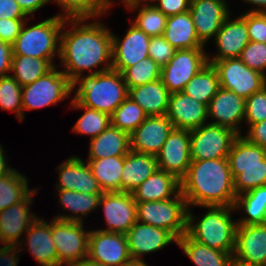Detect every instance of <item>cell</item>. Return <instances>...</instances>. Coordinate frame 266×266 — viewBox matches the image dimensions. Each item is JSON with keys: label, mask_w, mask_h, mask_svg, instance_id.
Returning <instances> with one entry per match:
<instances>
[{"label": "cell", "mask_w": 266, "mask_h": 266, "mask_svg": "<svg viewBox=\"0 0 266 266\" xmlns=\"http://www.w3.org/2000/svg\"><path fill=\"white\" fill-rule=\"evenodd\" d=\"M88 20L93 21L65 19L61 30L59 59L64 68L62 72L72 82L86 70L96 74L112 69V31L96 18L91 23H87ZM68 27L71 30L65 29ZM102 64V68L94 69Z\"/></svg>", "instance_id": "1"}, {"label": "cell", "mask_w": 266, "mask_h": 266, "mask_svg": "<svg viewBox=\"0 0 266 266\" xmlns=\"http://www.w3.org/2000/svg\"><path fill=\"white\" fill-rule=\"evenodd\" d=\"M188 208L234 206V179L227 158L192 160L180 180Z\"/></svg>", "instance_id": "2"}, {"label": "cell", "mask_w": 266, "mask_h": 266, "mask_svg": "<svg viewBox=\"0 0 266 266\" xmlns=\"http://www.w3.org/2000/svg\"><path fill=\"white\" fill-rule=\"evenodd\" d=\"M75 90L74 101L81 105L111 115L128 97V89L122 74L108 70L96 74L79 76L72 82Z\"/></svg>", "instance_id": "3"}, {"label": "cell", "mask_w": 266, "mask_h": 266, "mask_svg": "<svg viewBox=\"0 0 266 266\" xmlns=\"http://www.w3.org/2000/svg\"><path fill=\"white\" fill-rule=\"evenodd\" d=\"M201 219L194 218L188 208L187 233L197 242L209 248L233 254L235 247L237 219H232L234 206H208ZM196 221V223H194ZM199 220V221H198Z\"/></svg>", "instance_id": "4"}, {"label": "cell", "mask_w": 266, "mask_h": 266, "mask_svg": "<svg viewBox=\"0 0 266 266\" xmlns=\"http://www.w3.org/2000/svg\"><path fill=\"white\" fill-rule=\"evenodd\" d=\"M27 21L12 44L13 55L45 59L57 66L53 60L57 55L60 57V34L65 18L55 15L30 27Z\"/></svg>", "instance_id": "5"}, {"label": "cell", "mask_w": 266, "mask_h": 266, "mask_svg": "<svg viewBox=\"0 0 266 266\" xmlns=\"http://www.w3.org/2000/svg\"><path fill=\"white\" fill-rule=\"evenodd\" d=\"M137 221L163 228L177 240L187 233L188 206L181 191L162 201L136 202Z\"/></svg>", "instance_id": "6"}, {"label": "cell", "mask_w": 266, "mask_h": 266, "mask_svg": "<svg viewBox=\"0 0 266 266\" xmlns=\"http://www.w3.org/2000/svg\"><path fill=\"white\" fill-rule=\"evenodd\" d=\"M72 91V81L68 75L54 66L32 84L22 87V122L25 110L56 105L69 97Z\"/></svg>", "instance_id": "7"}, {"label": "cell", "mask_w": 266, "mask_h": 266, "mask_svg": "<svg viewBox=\"0 0 266 266\" xmlns=\"http://www.w3.org/2000/svg\"><path fill=\"white\" fill-rule=\"evenodd\" d=\"M84 222L52 219V238L56 246L57 266H73L88 256L90 230Z\"/></svg>", "instance_id": "8"}, {"label": "cell", "mask_w": 266, "mask_h": 266, "mask_svg": "<svg viewBox=\"0 0 266 266\" xmlns=\"http://www.w3.org/2000/svg\"><path fill=\"white\" fill-rule=\"evenodd\" d=\"M38 188L34 189L23 201L0 212V266H3L6 257L21 243L22 234L27 232L32 222L37 218L31 213L30 205Z\"/></svg>", "instance_id": "9"}, {"label": "cell", "mask_w": 266, "mask_h": 266, "mask_svg": "<svg viewBox=\"0 0 266 266\" xmlns=\"http://www.w3.org/2000/svg\"><path fill=\"white\" fill-rule=\"evenodd\" d=\"M208 63L215 67L220 87L233 91L244 99L266 86V76L252 70L239 58L208 60Z\"/></svg>", "instance_id": "10"}, {"label": "cell", "mask_w": 266, "mask_h": 266, "mask_svg": "<svg viewBox=\"0 0 266 266\" xmlns=\"http://www.w3.org/2000/svg\"><path fill=\"white\" fill-rule=\"evenodd\" d=\"M238 136L231 129L210 123L191 130V160L227 158L232 144Z\"/></svg>", "instance_id": "11"}, {"label": "cell", "mask_w": 266, "mask_h": 266, "mask_svg": "<svg viewBox=\"0 0 266 266\" xmlns=\"http://www.w3.org/2000/svg\"><path fill=\"white\" fill-rule=\"evenodd\" d=\"M25 237L26 242L25 239L21 240V243L6 257L3 266H18L19 253L25 249L22 248L23 243H26L38 265L57 266L56 246L52 238V220L48 223L37 217L28 228Z\"/></svg>", "instance_id": "12"}, {"label": "cell", "mask_w": 266, "mask_h": 266, "mask_svg": "<svg viewBox=\"0 0 266 266\" xmlns=\"http://www.w3.org/2000/svg\"><path fill=\"white\" fill-rule=\"evenodd\" d=\"M205 48L176 50L169 62L161 68L160 79L172 94L183 91L186 84L208 64Z\"/></svg>", "instance_id": "13"}, {"label": "cell", "mask_w": 266, "mask_h": 266, "mask_svg": "<svg viewBox=\"0 0 266 266\" xmlns=\"http://www.w3.org/2000/svg\"><path fill=\"white\" fill-rule=\"evenodd\" d=\"M87 258L107 266H121L132 260L125 234L99 229L90 231Z\"/></svg>", "instance_id": "14"}, {"label": "cell", "mask_w": 266, "mask_h": 266, "mask_svg": "<svg viewBox=\"0 0 266 266\" xmlns=\"http://www.w3.org/2000/svg\"><path fill=\"white\" fill-rule=\"evenodd\" d=\"M158 169L172 173L181 180L192 162L190 153V131L175 129L168 134L167 139L156 155Z\"/></svg>", "instance_id": "15"}, {"label": "cell", "mask_w": 266, "mask_h": 266, "mask_svg": "<svg viewBox=\"0 0 266 266\" xmlns=\"http://www.w3.org/2000/svg\"><path fill=\"white\" fill-rule=\"evenodd\" d=\"M103 207L107 228L99 229L126 234L137 222L136 201L132 193L104 192L99 200Z\"/></svg>", "instance_id": "16"}, {"label": "cell", "mask_w": 266, "mask_h": 266, "mask_svg": "<svg viewBox=\"0 0 266 266\" xmlns=\"http://www.w3.org/2000/svg\"><path fill=\"white\" fill-rule=\"evenodd\" d=\"M189 12L199 41L205 46L215 39L225 20L231 16L226 0H191Z\"/></svg>", "instance_id": "17"}, {"label": "cell", "mask_w": 266, "mask_h": 266, "mask_svg": "<svg viewBox=\"0 0 266 266\" xmlns=\"http://www.w3.org/2000/svg\"><path fill=\"white\" fill-rule=\"evenodd\" d=\"M233 262L266 266V224L238 225Z\"/></svg>", "instance_id": "18"}, {"label": "cell", "mask_w": 266, "mask_h": 266, "mask_svg": "<svg viewBox=\"0 0 266 266\" xmlns=\"http://www.w3.org/2000/svg\"><path fill=\"white\" fill-rule=\"evenodd\" d=\"M150 39L133 23L123 38L112 33V69L121 73L125 68L149 57Z\"/></svg>", "instance_id": "19"}, {"label": "cell", "mask_w": 266, "mask_h": 266, "mask_svg": "<svg viewBox=\"0 0 266 266\" xmlns=\"http://www.w3.org/2000/svg\"><path fill=\"white\" fill-rule=\"evenodd\" d=\"M208 117L215 120L209 121L210 124L225 127L238 135H243L240 125L245 118V99L233 91L220 87L208 105Z\"/></svg>", "instance_id": "20"}, {"label": "cell", "mask_w": 266, "mask_h": 266, "mask_svg": "<svg viewBox=\"0 0 266 266\" xmlns=\"http://www.w3.org/2000/svg\"><path fill=\"white\" fill-rule=\"evenodd\" d=\"M173 125L166 115L147 116L130 134L131 151L156 156Z\"/></svg>", "instance_id": "21"}, {"label": "cell", "mask_w": 266, "mask_h": 266, "mask_svg": "<svg viewBox=\"0 0 266 266\" xmlns=\"http://www.w3.org/2000/svg\"><path fill=\"white\" fill-rule=\"evenodd\" d=\"M166 116L173 128L188 131L207 124L206 120H209L208 106L182 91L170 95Z\"/></svg>", "instance_id": "22"}, {"label": "cell", "mask_w": 266, "mask_h": 266, "mask_svg": "<svg viewBox=\"0 0 266 266\" xmlns=\"http://www.w3.org/2000/svg\"><path fill=\"white\" fill-rule=\"evenodd\" d=\"M132 260L144 261V254L153 253L177 239L167 230L136 222L125 234Z\"/></svg>", "instance_id": "23"}, {"label": "cell", "mask_w": 266, "mask_h": 266, "mask_svg": "<svg viewBox=\"0 0 266 266\" xmlns=\"http://www.w3.org/2000/svg\"><path fill=\"white\" fill-rule=\"evenodd\" d=\"M58 182L55 189L73 190L86 194L104 193L92 171L80 157H69L57 167Z\"/></svg>", "instance_id": "24"}, {"label": "cell", "mask_w": 266, "mask_h": 266, "mask_svg": "<svg viewBox=\"0 0 266 266\" xmlns=\"http://www.w3.org/2000/svg\"><path fill=\"white\" fill-rule=\"evenodd\" d=\"M217 48L216 55H208V60H223L239 58L245 46L250 42L246 21L238 16L231 19L229 16L222 24L214 39Z\"/></svg>", "instance_id": "25"}, {"label": "cell", "mask_w": 266, "mask_h": 266, "mask_svg": "<svg viewBox=\"0 0 266 266\" xmlns=\"http://www.w3.org/2000/svg\"><path fill=\"white\" fill-rule=\"evenodd\" d=\"M180 191L181 183L175 175L157 169L132 195L136 202L162 201L175 197Z\"/></svg>", "instance_id": "26"}, {"label": "cell", "mask_w": 266, "mask_h": 266, "mask_svg": "<svg viewBox=\"0 0 266 266\" xmlns=\"http://www.w3.org/2000/svg\"><path fill=\"white\" fill-rule=\"evenodd\" d=\"M87 160L112 156H125L131 151L130 135L111 124L97 137L90 140Z\"/></svg>", "instance_id": "27"}, {"label": "cell", "mask_w": 266, "mask_h": 266, "mask_svg": "<svg viewBox=\"0 0 266 266\" xmlns=\"http://www.w3.org/2000/svg\"><path fill=\"white\" fill-rule=\"evenodd\" d=\"M170 95L161 79L128 89V97L136 102L147 116L166 115Z\"/></svg>", "instance_id": "28"}, {"label": "cell", "mask_w": 266, "mask_h": 266, "mask_svg": "<svg viewBox=\"0 0 266 266\" xmlns=\"http://www.w3.org/2000/svg\"><path fill=\"white\" fill-rule=\"evenodd\" d=\"M157 169L156 156L130 151L124 156L121 192L132 193Z\"/></svg>", "instance_id": "29"}, {"label": "cell", "mask_w": 266, "mask_h": 266, "mask_svg": "<svg viewBox=\"0 0 266 266\" xmlns=\"http://www.w3.org/2000/svg\"><path fill=\"white\" fill-rule=\"evenodd\" d=\"M176 50L205 48L198 39L189 11L167 17L162 35Z\"/></svg>", "instance_id": "30"}, {"label": "cell", "mask_w": 266, "mask_h": 266, "mask_svg": "<svg viewBox=\"0 0 266 266\" xmlns=\"http://www.w3.org/2000/svg\"><path fill=\"white\" fill-rule=\"evenodd\" d=\"M58 191V198L63 210L72 212V215L58 214L54 219L61 221H72L83 223V217L85 218L90 212L96 210L99 207V200L103 193L86 194L83 192H75L73 190H61ZM80 214V215H79Z\"/></svg>", "instance_id": "31"}, {"label": "cell", "mask_w": 266, "mask_h": 266, "mask_svg": "<svg viewBox=\"0 0 266 266\" xmlns=\"http://www.w3.org/2000/svg\"><path fill=\"white\" fill-rule=\"evenodd\" d=\"M176 245L197 266H232L231 253L209 248L195 241L188 233L179 238Z\"/></svg>", "instance_id": "32"}, {"label": "cell", "mask_w": 266, "mask_h": 266, "mask_svg": "<svg viewBox=\"0 0 266 266\" xmlns=\"http://www.w3.org/2000/svg\"><path fill=\"white\" fill-rule=\"evenodd\" d=\"M230 169L266 168V149L239 135L227 156Z\"/></svg>", "instance_id": "33"}, {"label": "cell", "mask_w": 266, "mask_h": 266, "mask_svg": "<svg viewBox=\"0 0 266 266\" xmlns=\"http://www.w3.org/2000/svg\"><path fill=\"white\" fill-rule=\"evenodd\" d=\"M234 209L247 214L237 220L238 225L266 224V185L238 195Z\"/></svg>", "instance_id": "34"}, {"label": "cell", "mask_w": 266, "mask_h": 266, "mask_svg": "<svg viewBox=\"0 0 266 266\" xmlns=\"http://www.w3.org/2000/svg\"><path fill=\"white\" fill-rule=\"evenodd\" d=\"M92 175L103 192H120L124 156H112L98 160H88Z\"/></svg>", "instance_id": "35"}, {"label": "cell", "mask_w": 266, "mask_h": 266, "mask_svg": "<svg viewBox=\"0 0 266 266\" xmlns=\"http://www.w3.org/2000/svg\"><path fill=\"white\" fill-rule=\"evenodd\" d=\"M219 88L218 73L215 67L208 63L194 75L182 92L208 106Z\"/></svg>", "instance_id": "36"}, {"label": "cell", "mask_w": 266, "mask_h": 266, "mask_svg": "<svg viewBox=\"0 0 266 266\" xmlns=\"http://www.w3.org/2000/svg\"><path fill=\"white\" fill-rule=\"evenodd\" d=\"M59 4L63 14L58 13L65 19H97L105 15L114 4L113 0H49Z\"/></svg>", "instance_id": "37"}, {"label": "cell", "mask_w": 266, "mask_h": 266, "mask_svg": "<svg viewBox=\"0 0 266 266\" xmlns=\"http://www.w3.org/2000/svg\"><path fill=\"white\" fill-rule=\"evenodd\" d=\"M54 66L45 59L23 55H13L11 76L24 87L49 72Z\"/></svg>", "instance_id": "38"}, {"label": "cell", "mask_w": 266, "mask_h": 266, "mask_svg": "<svg viewBox=\"0 0 266 266\" xmlns=\"http://www.w3.org/2000/svg\"><path fill=\"white\" fill-rule=\"evenodd\" d=\"M34 189L28 188V179L15 168L0 178V212L23 201Z\"/></svg>", "instance_id": "39"}, {"label": "cell", "mask_w": 266, "mask_h": 266, "mask_svg": "<svg viewBox=\"0 0 266 266\" xmlns=\"http://www.w3.org/2000/svg\"><path fill=\"white\" fill-rule=\"evenodd\" d=\"M72 109H82L85 112L79 117L73 126V132L90 136V140L97 137L110 124V115L81 105L78 101L71 100Z\"/></svg>", "instance_id": "40"}, {"label": "cell", "mask_w": 266, "mask_h": 266, "mask_svg": "<svg viewBox=\"0 0 266 266\" xmlns=\"http://www.w3.org/2000/svg\"><path fill=\"white\" fill-rule=\"evenodd\" d=\"M138 14L132 23L149 37L162 36L166 27L165 16L155 5H125Z\"/></svg>", "instance_id": "41"}, {"label": "cell", "mask_w": 266, "mask_h": 266, "mask_svg": "<svg viewBox=\"0 0 266 266\" xmlns=\"http://www.w3.org/2000/svg\"><path fill=\"white\" fill-rule=\"evenodd\" d=\"M147 118L144 110L127 97L110 115L111 125L129 135Z\"/></svg>", "instance_id": "42"}, {"label": "cell", "mask_w": 266, "mask_h": 266, "mask_svg": "<svg viewBox=\"0 0 266 266\" xmlns=\"http://www.w3.org/2000/svg\"><path fill=\"white\" fill-rule=\"evenodd\" d=\"M121 74L129 89L160 79L161 67L153 59L147 57L125 68Z\"/></svg>", "instance_id": "43"}, {"label": "cell", "mask_w": 266, "mask_h": 266, "mask_svg": "<svg viewBox=\"0 0 266 266\" xmlns=\"http://www.w3.org/2000/svg\"><path fill=\"white\" fill-rule=\"evenodd\" d=\"M22 86L11 75L0 77V109L15 112L22 122Z\"/></svg>", "instance_id": "44"}, {"label": "cell", "mask_w": 266, "mask_h": 266, "mask_svg": "<svg viewBox=\"0 0 266 266\" xmlns=\"http://www.w3.org/2000/svg\"><path fill=\"white\" fill-rule=\"evenodd\" d=\"M236 196L266 185V168L230 169Z\"/></svg>", "instance_id": "45"}, {"label": "cell", "mask_w": 266, "mask_h": 266, "mask_svg": "<svg viewBox=\"0 0 266 266\" xmlns=\"http://www.w3.org/2000/svg\"><path fill=\"white\" fill-rule=\"evenodd\" d=\"M239 59L252 70L266 76V43L250 41L241 52Z\"/></svg>", "instance_id": "46"}, {"label": "cell", "mask_w": 266, "mask_h": 266, "mask_svg": "<svg viewBox=\"0 0 266 266\" xmlns=\"http://www.w3.org/2000/svg\"><path fill=\"white\" fill-rule=\"evenodd\" d=\"M266 120V86L245 99L244 121L250 127L252 124Z\"/></svg>", "instance_id": "47"}, {"label": "cell", "mask_w": 266, "mask_h": 266, "mask_svg": "<svg viewBox=\"0 0 266 266\" xmlns=\"http://www.w3.org/2000/svg\"><path fill=\"white\" fill-rule=\"evenodd\" d=\"M240 16L246 21L249 40L266 43V13L243 12Z\"/></svg>", "instance_id": "48"}, {"label": "cell", "mask_w": 266, "mask_h": 266, "mask_svg": "<svg viewBox=\"0 0 266 266\" xmlns=\"http://www.w3.org/2000/svg\"><path fill=\"white\" fill-rule=\"evenodd\" d=\"M176 49L163 37H151L148 56L161 68L164 67L175 54Z\"/></svg>", "instance_id": "49"}, {"label": "cell", "mask_w": 266, "mask_h": 266, "mask_svg": "<svg viewBox=\"0 0 266 266\" xmlns=\"http://www.w3.org/2000/svg\"><path fill=\"white\" fill-rule=\"evenodd\" d=\"M27 19H0V40L13 44Z\"/></svg>", "instance_id": "50"}, {"label": "cell", "mask_w": 266, "mask_h": 266, "mask_svg": "<svg viewBox=\"0 0 266 266\" xmlns=\"http://www.w3.org/2000/svg\"><path fill=\"white\" fill-rule=\"evenodd\" d=\"M191 0H158L155 6L165 15L172 16L189 11Z\"/></svg>", "instance_id": "51"}, {"label": "cell", "mask_w": 266, "mask_h": 266, "mask_svg": "<svg viewBox=\"0 0 266 266\" xmlns=\"http://www.w3.org/2000/svg\"><path fill=\"white\" fill-rule=\"evenodd\" d=\"M248 128L243 137L250 143L266 149V120L252 124Z\"/></svg>", "instance_id": "52"}, {"label": "cell", "mask_w": 266, "mask_h": 266, "mask_svg": "<svg viewBox=\"0 0 266 266\" xmlns=\"http://www.w3.org/2000/svg\"><path fill=\"white\" fill-rule=\"evenodd\" d=\"M29 19L15 0H0V19Z\"/></svg>", "instance_id": "53"}, {"label": "cell", "mask_w": 266, "mask_h": 266, "mask_svg": "<svg viewBox=\"0 0 266 266\" xmlns=\"http://www.w3.org/2000/svg\"><path fill=\"white\" fill-rule=\"evenodd\" d=\"M12 56V44L0 40V77L10 75Z\"/></svg>", "instance_id": "54"}, {"label": "cell", "mask_w": 266, "mask_h": 266, "mask_svg": "<svg viewBox=\"0 0 266 266\" xmlns=\"http://www.w3.org/2000/svg\"><path fill=\"white\" fill-rule=\"evenodd\" d=\"M23 12L27 16L34 15V13L39 10L40 8L44 7L48 2L50 3L49 0H15Z\"/></svg>", "instance_id": "55"}, {"label": "cell", "mask_w": 266, "mask_h": 266, "mask_svg": "<svg viewBox=\"0 0 266 266\" xmlns=\"http://www.w3.org/2000/svg\"><path fill=\"white\" fill-rule=\"evenodd\" d=\"M3 147L0 144V178L8 175L14 168L8 165L6 153L3 151Z\"/></svg>", "instance_id": "56"}, {"label": "cell", "mask_w": 266, "mask_h": 266, "mask_svg": "<svg viewBox=\"0 0 266 266\" xmlns=\"http://www.w3.org/2000/svg\"><path fill=\"white\" fill-rule=\"evenodd\" d=\"M250 5L258 6L254 9L248 10L247 12H263L266 13V0H243Z\"/></svg>", "instance_id": "57"}, {"label": "cell", "mask_w": 266, "mask_h": 266, "mask_svg": "<svg viewBox=\"0 0 266 266\" xmlns=\"http://www.w3.org/2000/svg\"><path fill=\"white\" fill-rule=\"evenodd\" d=\"M157 2L158 0H126L124 4L125 5H155L157 4Z\"/></svg>", "instance_id": "58"}, {"label": "cell", "mask_w": 266, "mask_h": 266, "mask_svg": "<svg viewBox=\"0 0 266 266\" xmlns=\"http://www.w3.org/2000/svg\"><path fill=\"white\" fill-rule=\"evenodd\" d=\"M73 266H107V265H105L103 263H98V262L92 261L89 258H85L81 262H79L78 264L73 265Z\"/></svg>", "instance_id": "59"}, {"label": "cell", "mask_w": 266, "mask_h": 266, "mask_svg": "<svg viewBox=\"0 0 266 266\" xmlns=\"http://www.w3.org/2000/svg\"><path fill=\"white\" fill-rule=\"evenodd\" d=\"M121 266H148L146 262L141 260H130Z\"/></svg>", "instance_id": "60"}, {"label": "cell", "mask_w": 266, "mask_h": 266, "mask_svg": "<svg viewBox=\"0 0 266 266\" xmlns=\"http://www.w3.org/2000/svg\"><path fill=\"white\" fill-rule=\"evenodd\" d=\"M232 266H250V265H245V264H240V263L233 262Z\"/></svg>", "instance_id": "61"}]
</instances>
